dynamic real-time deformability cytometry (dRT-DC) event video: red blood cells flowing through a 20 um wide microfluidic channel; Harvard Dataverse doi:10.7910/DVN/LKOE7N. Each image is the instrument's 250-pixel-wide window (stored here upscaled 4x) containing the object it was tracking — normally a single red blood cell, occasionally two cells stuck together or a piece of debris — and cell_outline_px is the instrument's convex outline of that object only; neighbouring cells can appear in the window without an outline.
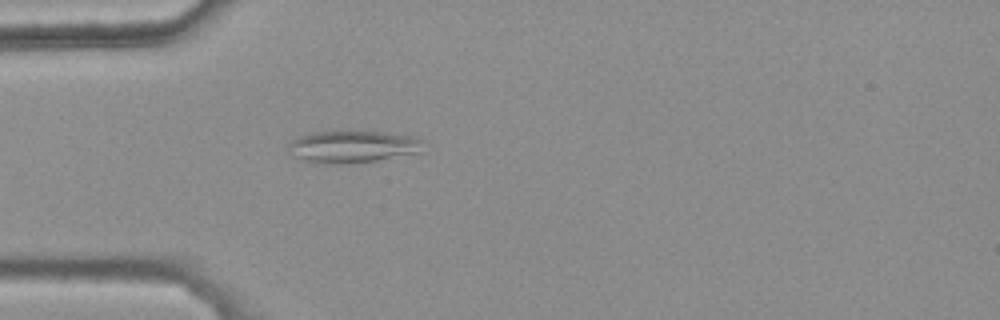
{"species": "common noctule bat (a hibernating species)", "species_latin": "Nyctalus noctula", "temperature_condition": "warm", "stored_images_in_passage": 33, "camera_frame_rate_fps": 3000, "um_per_image_px": 0.085, "animal": {"sex": "female", "body_mass_g": 25.1}, "frame": {"image": 1, "passage_image": 1, "time_ms": 0.0, "image_size_px": [1000, 320], "cell_outline_px": [[424, 140], [420, 152], [376, 160], [336, 164], [304, 160], [296, 156], [288, 144], [292, 140], [300, 136], [312, 132], [384, 132], [412, 136]], "centroid_in_image_um": [30.03, 12.45], "position_along_channel_um": 55.0, "area_um2": 24.45}}
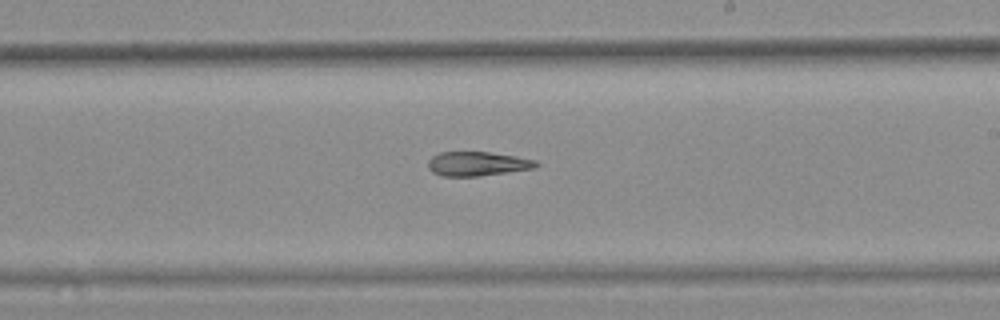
{"frame": {"image": 2, "passage_image": 17, "time_ms": 5.333, "image_size_px": [1000, 320], "cell_outline_px": [[540, 164], [536, 168], [476, 176], [440, 176], [432, 172], [428, 168], [428, 160], [432, 156], [440, 152], [488, 152], [516, 156], [536, 160]], "centroid_in_image_um": [40.57, 13.92], "position_along_channel_um": 248.4, "area_um2": 15.26}}
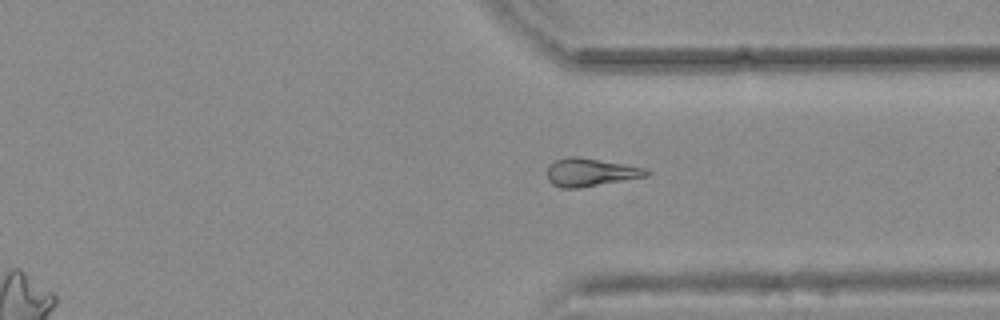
{"frame": {"image": 3, "passage_image": 26, "time_ms": 8.333, "image_size_px": [1000, 320], "cell_outline_px": [[652, 172], [648, 176], [580, 188], [560, 188], [552, 184], [548, 180], [548, 164], [556, 160], [568, 156], [576, 156], [624, 164], [644, 168]], "centroid_in_image_um": [50.18, 14.65], "position_along_channel_um": 361.2, "area_um2": 16.24}, "authors_computed_cell_mechanics": {"area_um2": 15.9528, "velocity_mm_per_s": 3.7383, "shape_relaxation_time_tau1_ms": null, "shape_relaxation_time_tau2_ms": 6.286, "deformation_change_tau1": null, "deformation_change_tau2": 0.1532}}